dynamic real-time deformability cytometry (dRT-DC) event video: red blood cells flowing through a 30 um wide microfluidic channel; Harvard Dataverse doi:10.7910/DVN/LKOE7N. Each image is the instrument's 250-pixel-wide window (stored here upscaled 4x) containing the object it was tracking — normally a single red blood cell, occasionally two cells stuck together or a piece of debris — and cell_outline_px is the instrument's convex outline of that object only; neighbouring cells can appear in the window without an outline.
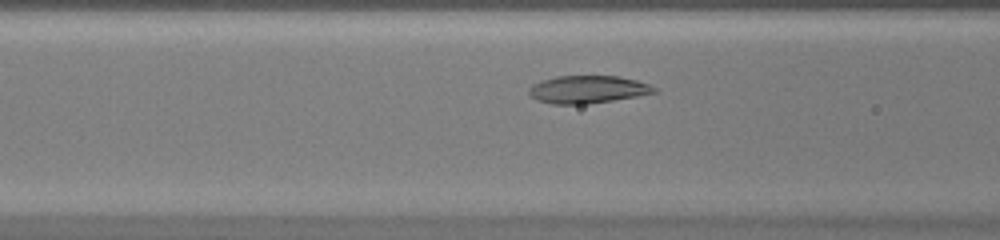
{"species": "common noctule bat (a hibernating species)", "species_latin": "Nyctalus noctula", "temperature_condition": "warm", "stored_images_in_passage": 37, "camera_frame_rate_fps": 3000, "um_per_image_px": 0.085, "animal": {"sex": "female", "body_mass_g": 20.0, "forearm_length_mm": 54.0}, "frame": {"image": 1, "passage_image": 9, "time_ms": 2.667, "image_size_px": [1000, 240], "cell_outline_px": [[656, 92], [636, 96], [612, 100], [584, 104], [552, 104], [540, 100], [532, 96], [528, 92], [528, 88], [532, 84], [556, 76], [616, 76], [636, 80], [648, 84], [656, 88]], "centroid_in_image_um": [49.93, 7.59], "position_along_channel_um": 116.7, "area_um2": 19.83}}
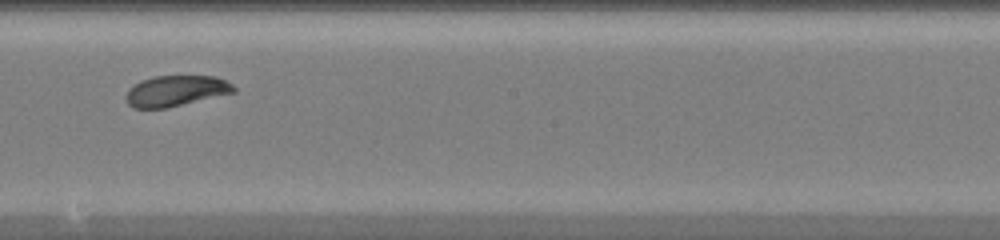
{"frame": {"image": 2, "passage_image": 17, "time_ms": 5.333, "image_size_px": [1000, 240], "cell_outline_px": [[236, 92], [164, 108], [132, 108], [128, 104], [124, 96], [128, 88], [140, 80], [152, 76], [216, 76], [232, 84], [236, 88]], "centroid_in_image_um": [14.9, 7.71], "position_along_channel_um": 233.3, "area_um2": 19.36}}
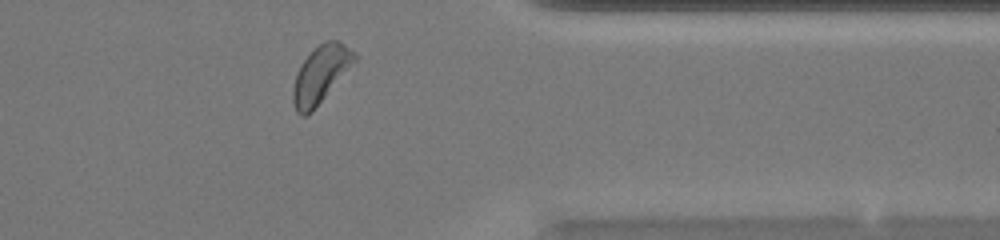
{"frame": {"image": 3, "passage_image": 28, "time_ms": 9.0, "image_size_px": [1000, 240], "cell_outline_px": [[360, 56], [312, 112], [304, 116], [300, 116], [296, 112], [292, 100], [292, 88], [296, 72], [300, 64], [320, 44], [328, 40], [336, 40], [344, 44], [356, 52]], "centroid_in_image_um": [27.25, 6.34], "position_along_channel_um": 384.1, "area_um2": 20.46}}